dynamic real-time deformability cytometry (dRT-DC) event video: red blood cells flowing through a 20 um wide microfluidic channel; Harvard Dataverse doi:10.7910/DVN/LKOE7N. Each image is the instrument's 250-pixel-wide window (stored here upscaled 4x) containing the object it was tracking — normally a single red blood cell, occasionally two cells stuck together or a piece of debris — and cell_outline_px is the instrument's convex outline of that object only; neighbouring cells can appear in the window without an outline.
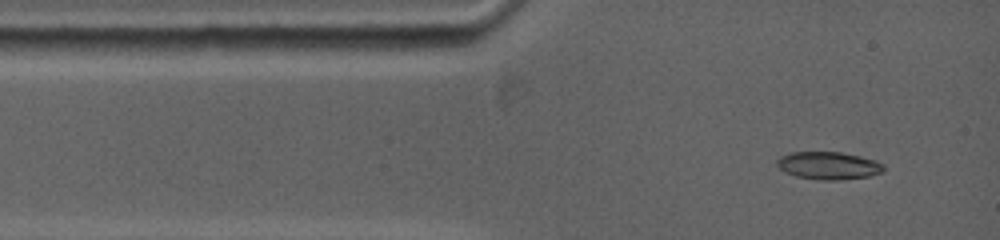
{"species": "common noctule bat (a hibernating species)", "species_latin": "Nyctalus noctula", "temperature_condition": "warm", "stored_images_in_passage": 5, "camera_frame_rate_fps": 5000, "um_per_image_px": 0.085, "animal": {"sex": "female", "body_mass_g": 19.0, "forearm_length_mm": 53.3}, "frame": {"image": 1, "passage_image": 2, "time_ms": 0.4, "image_size_px": [1000, 240], "cell_outline_px": [[884, 172], [868, 176], [836, 180], [820, 180], [796, 176], [784, 172], [776, 164], [776, 160], [780, 156], [792, 152], [840, 152], [860, 156], [876, 160], [884, 164]], "centroid_in_image_um": [70.42, 14.07], "position_along_channel_um": 14.6, "area_um2": 17.22}}